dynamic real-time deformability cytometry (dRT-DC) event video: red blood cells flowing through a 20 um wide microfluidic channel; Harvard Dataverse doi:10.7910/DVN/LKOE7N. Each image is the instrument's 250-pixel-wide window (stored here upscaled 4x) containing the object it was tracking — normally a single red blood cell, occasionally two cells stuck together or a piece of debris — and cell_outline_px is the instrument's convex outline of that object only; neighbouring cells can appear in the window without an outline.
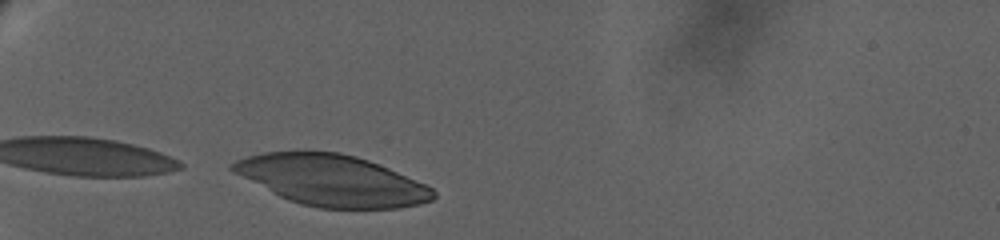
{"species": "human", "species_latin": "Homo sapiens", "temperature_condition": "warm", "stored_images_in_passage": 39, "camera_frame_rate_fps": 3000, "um_per_image_px": 0.085, "donor": {"sex": "female"}, "frame": {"image": 1, "passage_image": 1, "time_ms": 0.0, "image_size_px": [1000, 240], "cell_outline_px": [[436, 196], [432, 200], [420, 204], [396, 208], [320, 208], [300, 204], [288, 200], [232, 172], [228, 168], [228, 164], [236, 160], [248, 156], [264, 152], [304, 148], [340, 152], [356, 156], [368, 160], [424, 184], [432, 188], [436, 192]], "centroid_in_image_um": [28.13, 15.28], "position_along_channel_um": 56.9, "area_um2": 60.05}}
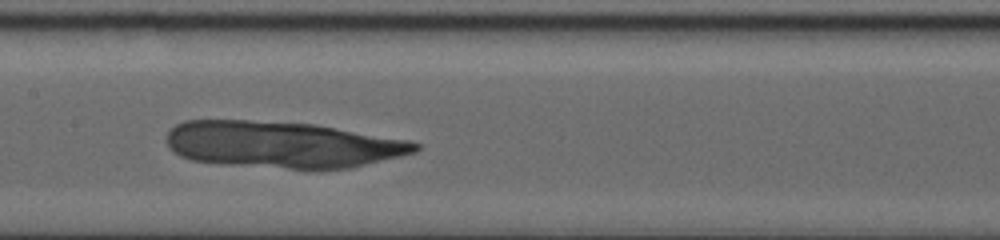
{"frame": {"image": 2, "passage_image": 17, "time_ms": 5.667, "image_size_px": [1000, 240], "cell_outline_px": [[420, 148], [416, 152], [352, 168], [288, 168], [220, 164], [192, 160], [180, 156], [168, 148], [168, 132], [176, 124], [184, 120], [248, 120], [316, 124], [408, 140], [420, 144]], "centroid_in_image_um": [23.98, 12.28], "position_along_channel_um": 183.4, "area_um2": 67.28}}
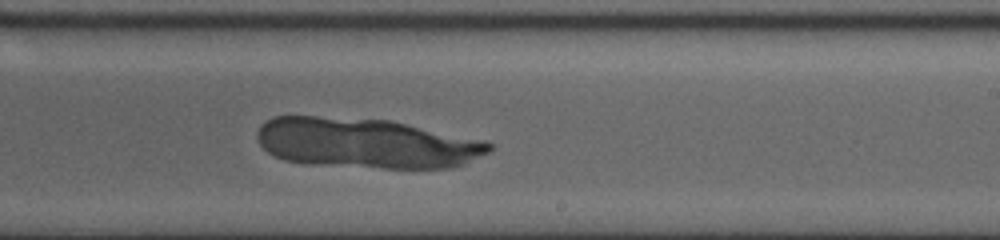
{"frame": {"image": 3, "passage_image": 25, "time_ms": 8.333, "image_size_px": [1000, 240], "cell_outline_px": [[492, 148], [488, 152], [464, 164], [448, 168], [384, 168], [284, 160], [268, 152], [260, 144], [256, 136], [256, 132], [260, 124], [272, 116], [316, 116], [388, 120], [484, 140], [492, 144]], "centroid_in_image_um": [31.11, 12.15], "position_along_channel_um": 257.9, "area_um2": 66.99}}